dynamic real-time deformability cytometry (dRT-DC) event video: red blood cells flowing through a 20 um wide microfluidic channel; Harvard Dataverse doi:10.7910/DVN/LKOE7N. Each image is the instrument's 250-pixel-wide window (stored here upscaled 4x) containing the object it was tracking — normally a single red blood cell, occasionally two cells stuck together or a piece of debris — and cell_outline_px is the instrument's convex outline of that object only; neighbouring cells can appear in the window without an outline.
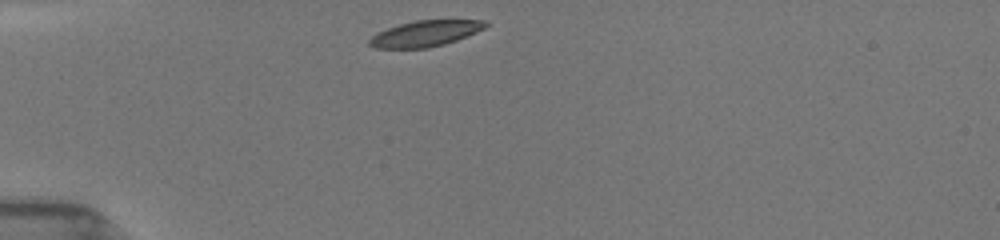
{"species": "common noctule bat (a hibernating species)", "species_latin": "Nyctalus noctula", "temperature_condition": "room temperature", "stored_images_in_passage": 38, "camera_frame_rate_fps": 3000, "um_per_image_px": 0.085, "animal": {"sex": "female", "body_mass_g": 19.5, "forearm_length_mm": 54.1}, "frame": {"image": 1, "passage_image": 1, "time_ms": 0.0, "image_size_px": [1000, 240], "cell_outline_px": [[488, 24], [484, 28], [476, 32], [456, 40], [444, 44], [428, 48], [376, 48], [368, 44], [368, 40], [372, 36], [388, 28], [400, 24], [416, 20], [488, 20]], "centroid_in_image_um": [36.16, 2.85], "position_along_channel_um": 48.8, "area_um2": 17.34}}
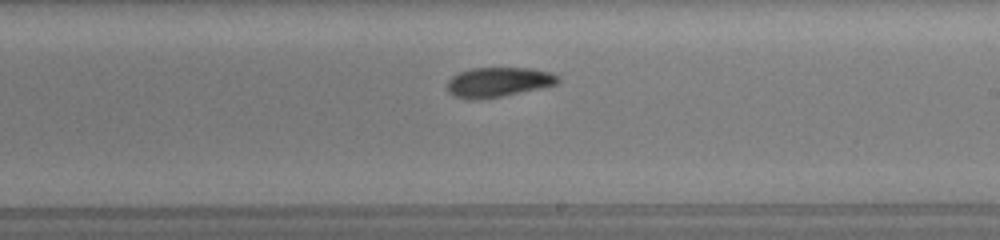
{"frame": {"image": 2, "passage_image": 18, "time_ms": 5.667, "image_size_px": [1000, 240], "cell_outline_px": [[560, 80], [556, 84], [540, 88], [480, 100], [468, 100], [452, 96], [448, 92], [448, 80], [452, 76], [460, 72], [472, 68], [532, 68], [552, 72], [560, 76]], "centroid_in_image_um": [42.35, 6.98], "position_along_channel_um": 246.7, "area_um2": 19.31}}
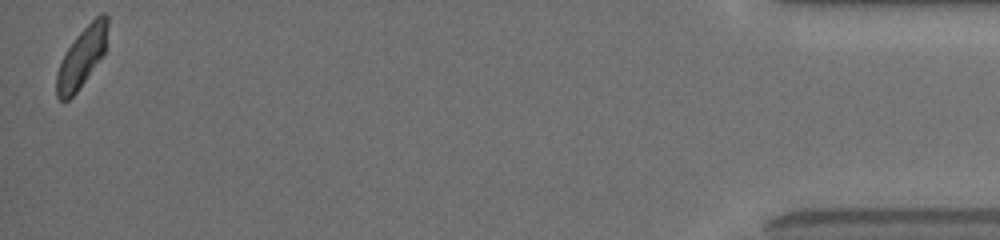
{"frame": {"image": 3, "passage_image": 38, "time_ms": 12.333, "image_size_px": [1000, 240], "cell_outline_px": [[108, 28], [104, 52], [76, 92], [68, 100], [60, 100], [56, 96], [56, 72], [68, 48], [76, 36], [100, 12], [104, 12], [108, 16]], "centroid_in_image_um": [6.95, 4.84], "position_along_channel_um": 428.3, "area_um2": 17.34}, "authors_computed_cell_mechanics": {"area_um2": 19.2474, "velocity_mm_per_s": 3.9291, "shape_relaxation_time_tau1_ms": 1.9215, "shape_relaxation_time_tau2_ms": 4.8794, "deformation_change_tau1": 0.1061, "deformation_change_tau2": 0.1015}}